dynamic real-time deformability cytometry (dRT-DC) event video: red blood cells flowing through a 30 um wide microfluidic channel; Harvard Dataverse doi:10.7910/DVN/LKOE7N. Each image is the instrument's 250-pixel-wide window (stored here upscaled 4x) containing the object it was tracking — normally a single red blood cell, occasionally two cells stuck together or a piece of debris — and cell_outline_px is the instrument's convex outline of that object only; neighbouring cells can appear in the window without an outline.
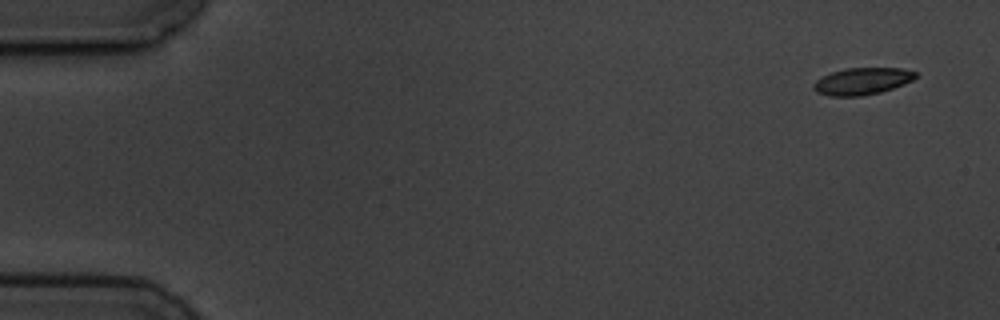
{"species": "common noctule bat (a hibernating species)", "species_latin": "Nyctalus noctula", "temperature_condition": "cold", "stored_images_in_passage": 5, "camera_frame_rate_fps": 3000, "um_per_image_px": 0.085, "animal": {"sex": "male", "body_mass_g": 19.5, "forearm_length_mm": 54.6}, "frame": {"image": 1, "passage_image": 1, "time_ms": 0.0, "image_size_px": [1000, 320], "cell_outline_px": [[916, 76], [912, 80], [904, 84], [880, 92], [860, 96], [828, 96], [816, 92], [812, 88], [812, 84], [816, 80], [832, 72], [844, 68], [904, 68], [916, 72]], "centroid_in_image_um": [73.26, 6.9], "position_along_channel_um": 11.7, "area_um2": 16.01}}
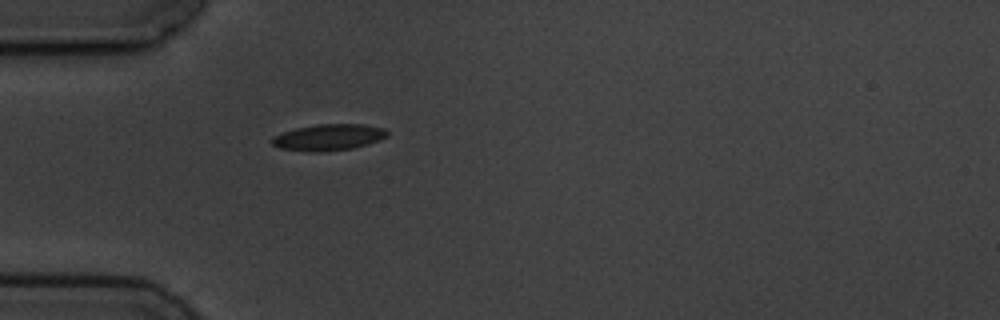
{"frame": {"image": 2, "passage_image": 5, "time_ms": 4.667, "image_size_px": [1000, 320], "cell_outline_px": [[388, 136], [380, 140], [368, 144], [352, 148], [316, 152], [308, 152], [280, 148], [272, 144], [272, 136], [280, 132], [296, 128], [316, 124], [364, 124], [384, 128], [388, 132]], "centroid_in_image_um": [27.92, 11.66], "position_along_channel_um": 57.1, "area_um2": 17.8}}